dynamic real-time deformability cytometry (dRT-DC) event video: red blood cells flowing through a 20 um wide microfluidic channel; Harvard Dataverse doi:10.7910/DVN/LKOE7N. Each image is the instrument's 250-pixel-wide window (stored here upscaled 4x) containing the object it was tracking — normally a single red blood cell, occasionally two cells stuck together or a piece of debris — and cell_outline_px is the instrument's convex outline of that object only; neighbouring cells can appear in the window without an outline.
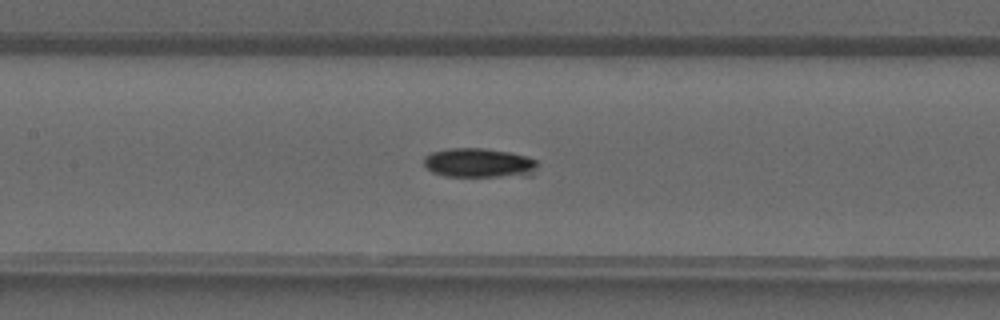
{"species": "common noctule bat (a hibernating species)", "species_latin": "Nyctalus noctula", "temperature_condition": "warm", "stored_images_in_passage": 41, "camera_frame_rate_fps": 3000, "um_per_image_px": 0.085, "animal": {"sex": "male", "forearm_length_mm": 52.5}, "frame": {"image": 1, "passage_image": 20, "time_ms": 6.333, "image_size_px": [1000, 320], "cell_outline_px": [[536, 168], [532, 176], [444, 176], [432, 172], [424, 164], [424, 156], [432, 152], [448, 148], [484, 148], [508, 152], [528, 156], [536, 160]], "centroid_in_image_um": [40.72, 13.85], "position_along_channel_um": 166.7, "area_um2": 19.54}}
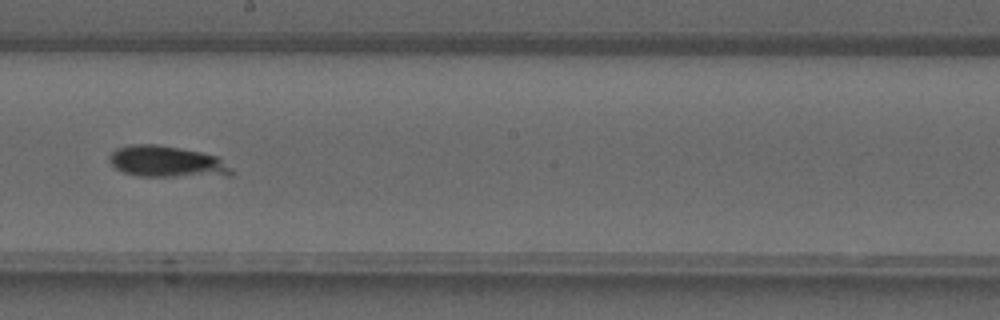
{"frame": {"image": 2, "passage_image": 24, "time_ms": 7.667, "image_size_px": [1000, 320], "cell_outline_px": [[232, 172], [228, 176], [140, 176], [124, 172], [116, 168], [108, 160], [108, 156], [116, 148], [132, 144], [156, 144], [180, 148], [200, 152], [216, 156]], "centroid_in_image_um": [14.11, 13.73], "position_along_channel_um": 234.1, "area_um2": 21.96}}
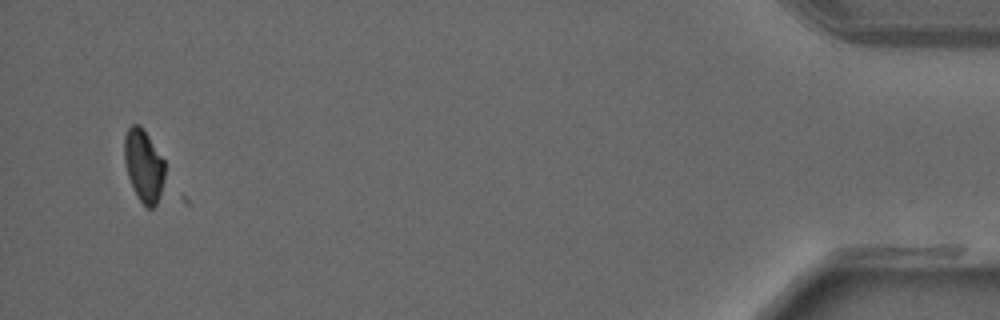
{"frame": {"image": 3, "passage_image": 40, "time_ms": 13.0, "image_size_px": [1000, 320], "cell_outline_px": [[164, 180], [156, 204], [152, 208], [148, 208], [140, 200], [128, 176], [124, 160], [124, 136], [128, 128], [132, 124], [140, 124], [144, 128], [164, 160]], "centroid_in_image_um": [12.2, 14.01], "position_along_channel_um": 423.0, "area_um2": 16.94}}